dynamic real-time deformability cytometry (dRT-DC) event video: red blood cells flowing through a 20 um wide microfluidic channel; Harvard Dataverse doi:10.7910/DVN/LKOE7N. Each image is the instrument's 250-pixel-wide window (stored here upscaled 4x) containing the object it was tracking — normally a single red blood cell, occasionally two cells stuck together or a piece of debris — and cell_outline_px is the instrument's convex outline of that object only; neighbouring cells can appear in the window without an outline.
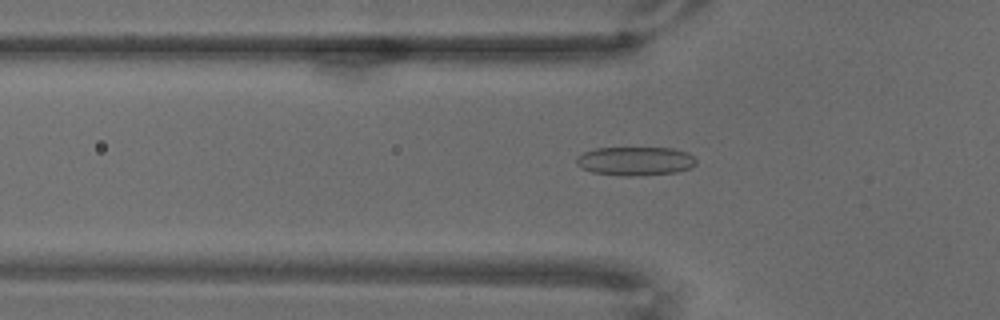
{"species": "common noctule bat (a hibernating species)", "species_latin": "Nyctalus noctula", "temperature_condition": "warm", "stored_images_in_passage": 64, "camera_frame_rate_fps": 3000, "um_per_image_px": 0.085, "animal": {"sex": "male", "body_mass_g": 18.8}, "frame": {"image": 1, "passage_image": 25, "time_ms": 8.0, "image_size_px": [1000, 320], "cell_outline_px": [[696, 164], [692, 168], [676, 172], [632, 176], [620, 176], [592, 172], [580, 168], [576, 164], [576, 156], [584, 152], [596, 148], [672, 148], [688, 152], [696, 160]], "centroid_in_image_um": [53.98, 13.69], "position_along_channel_um": 71.8, "area_um2": 20.23}}
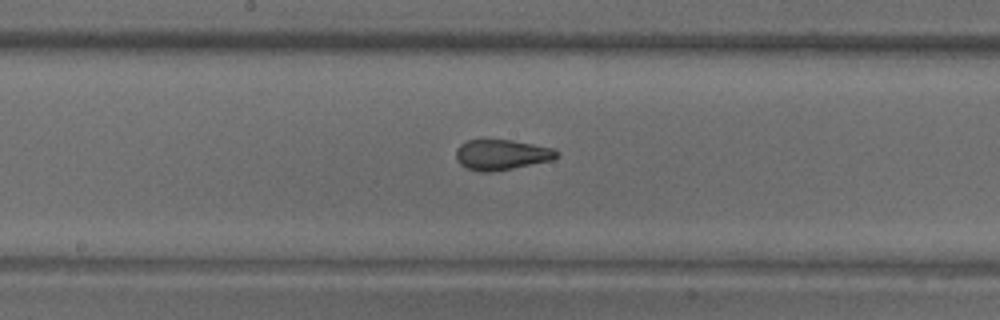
{"frame": {"image": 2, "passage_image": 39, "time_ms": 12.667, "image_size_px": [1000, 320], "cell_outline_px": [[560, 152], [552, 160], [492, 172], [480, 172], [464, 168], [456, 160], [456, 148], [460, 144], [468, 140], [512, 140], [556, 148]], "centroid_in_image_um": [42.62, 13.15], "position_along_channel_um": 205.6, "area_um2": 17.98}}
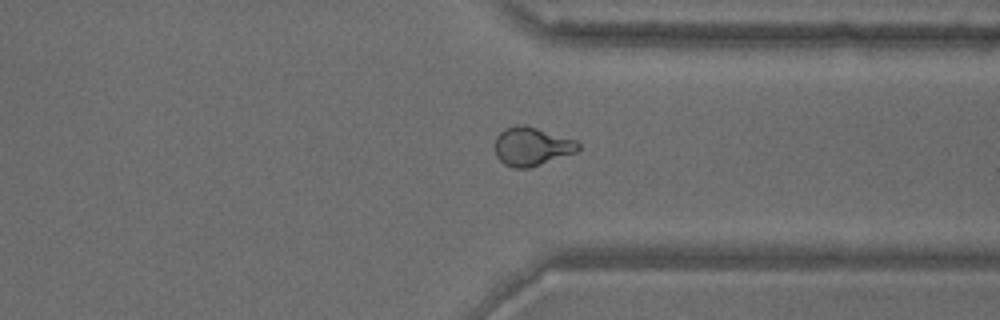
{"frame": {"image": 3, "passage_image": 56, "time_ms": 18.333, "image_size_px": [1000, 320], "cell_outline_px": [[580, 148], [576, 152], [528, 168], [512, 168], [504, 164], [496, 156], [496, 136], [504, 128], [516, 124], [524, 124], [576, 140], [580, 144]], "centroid_in_image_um": [45.18, 12.43], "position_along_channel_um": 366.2, "area_um2": 18.67}}